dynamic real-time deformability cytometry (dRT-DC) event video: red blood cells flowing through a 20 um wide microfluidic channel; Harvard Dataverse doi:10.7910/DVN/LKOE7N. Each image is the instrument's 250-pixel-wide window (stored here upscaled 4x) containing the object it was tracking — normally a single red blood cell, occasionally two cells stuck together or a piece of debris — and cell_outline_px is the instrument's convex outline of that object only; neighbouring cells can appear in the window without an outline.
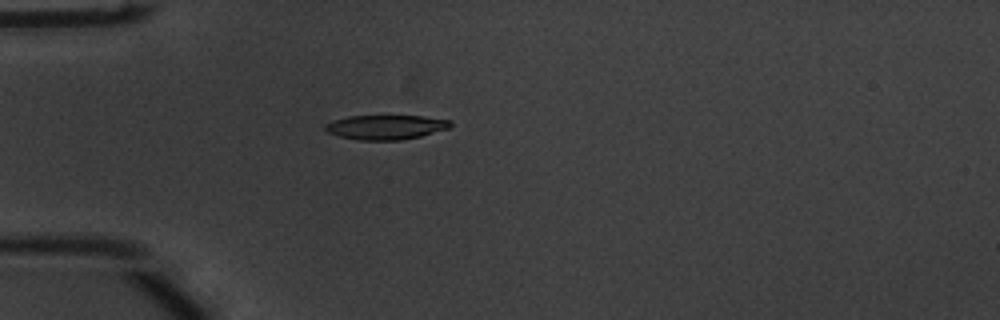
{"species": "common noctule bat (a hibernating species)", "species_latin": "Nyctalus noctula", "temperature_condition": "warm", "stored_images_in_passage": 39, "camera_frame_rate_fps": 3000, "um_per_image_px": 0.085, "animal": {"sex": "male", "body_mass_g": 20.1, "forearm_length_mm": 53.5}, "frame": {"image": 1, "passage_image": 1, "time_ms": 0.0, "image_size_px": [1000, 320], "cell_outline_px": [[452, 124], [448, 128], [420, 136], [400, 140], [360, 140], [340, 136], [328, 132], [324, 128], [324, 124], [332, 120], [348, 116], [424, 116], [452, 120]], "centroid_in_image_um": [32.78, 10.8], "position_along_channel_um": 52.2, "area_um2": 17.8}}
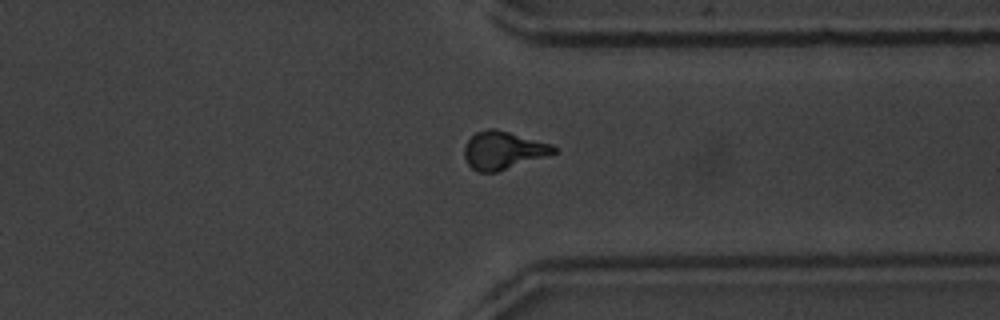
{"frame": {"image": 2, "passage_image": 27, "time_ms": 8.667, "image_size_px": [1000, 320], "cell_outline_px": [[556, 152], [496, 172], [476, 172], [468, 164], [464, 156], [464, 144], [476, 132], [488, 128], [496, 128], [552, 144], [556, 148]], "centroid_in_image_um": [42.72, 12.76], "position_along_channel_um": 368.7, "area_um2": 19.54}}
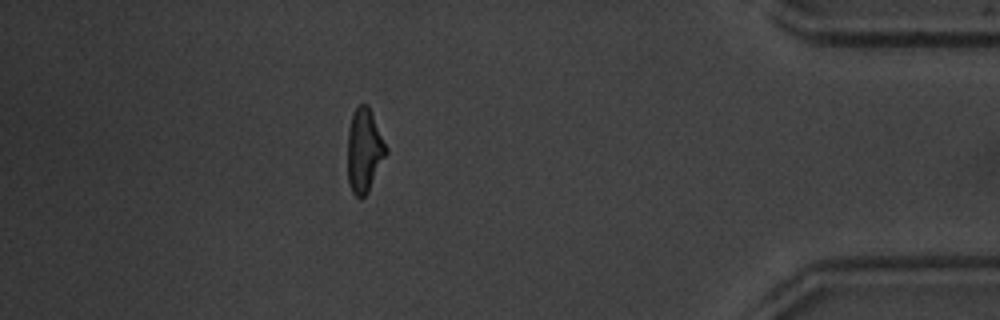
{"frame": {"image": 3, "passage_image": 33, "time_ms": 10.667, "image_size_px": [1000, 320], "cell_outline_px": [[388, 152], [368, 192], [364, 196], [356, 196], [352, 192], [348, 180], [348, 128], [352, 116], [356, 108], [360, 104], [368, 104], [388, 148]], "centroid_in_image_um": [30.98, 12.78], "position_along_channel_um": 404.2, "area_um2": 18.73}, "authors_computed_cell_mechanics": {"area_um2": 18.785, "velocity_mm_per_s": 3.7832, "shape_relaxation_time_tau1_ms": 2.7157, "shape_relaxation_time_tau2_ms": 1.4237, "deformation_change_tau1": 0.1689, "deformation_change_tau2": 0.0749}}